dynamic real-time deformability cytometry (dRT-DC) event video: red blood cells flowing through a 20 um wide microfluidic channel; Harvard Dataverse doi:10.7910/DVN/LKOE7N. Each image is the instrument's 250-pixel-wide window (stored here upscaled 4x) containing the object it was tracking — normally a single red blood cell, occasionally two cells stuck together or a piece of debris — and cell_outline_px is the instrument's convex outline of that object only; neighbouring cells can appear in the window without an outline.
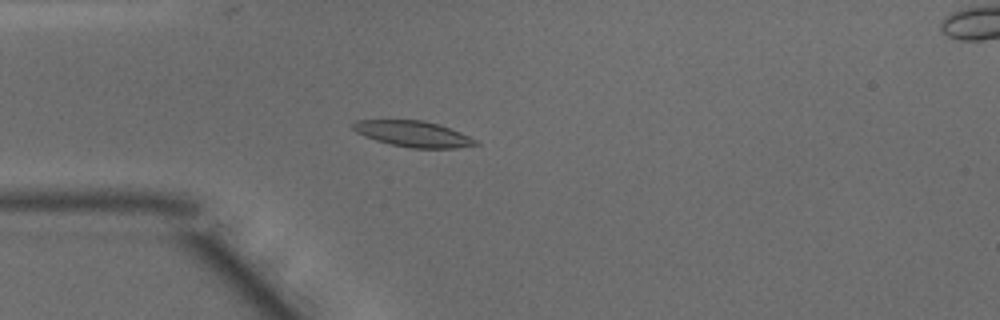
{"species": "common noctule bat (a hibernating species)", "species_latin": "Nyctalus noctula", "temperature_condition": "warm", "stored_images_in_passage": 46, "camera_frame_rate_fps": 3000, "um_per_image_px": 0.085, "animal": {"sex": "male", "body_mass_g": 15.6}, "frame": {"image": 1, "passage_image": 11, "time_ms": 3.333, "image_size_px": [1000, 320], "cell_outline_px": [[480, 144], [456, 148], [412, 148], [392, 144], [376, 140], [364, 136], [356, 132], [352, 128], [352, 124], [356, 120], [424, 120], [440, 124], [460, 132], [476, 140]], "centroid_in_image_um": [35.12, 11.37], "position_along_channel_um": 49.9, "area_um2": 18.44}}
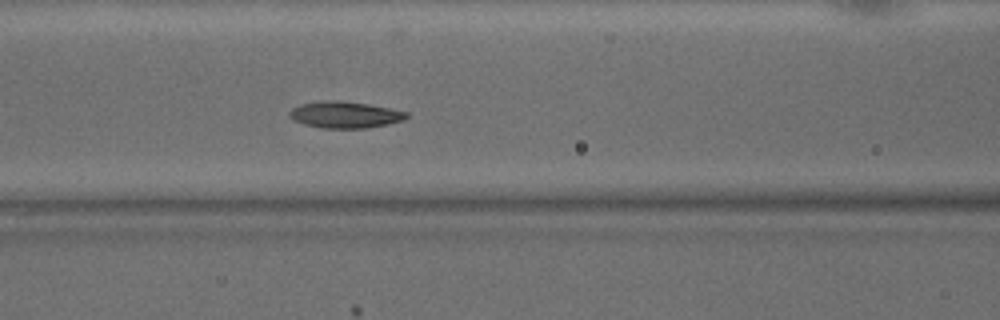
{"frame": {"image": 2, "passage_image": 18, "time_ms": 5.667, "image_size_px": [1000, 320], "cell_outline_px": [[408, 116], [404, 120], [388, 124], [368, 128], [320, 128], [304, 124], [292, 120], [288, 116], [288, 112], [292, 108], [300, 104], [320, 100], [340, 100], [368, 104], [408, 112]], "centroid_in_image_um": [29.27, 9.75], "position_along_channel_um": 137.3, "area_um2": 18.32}}
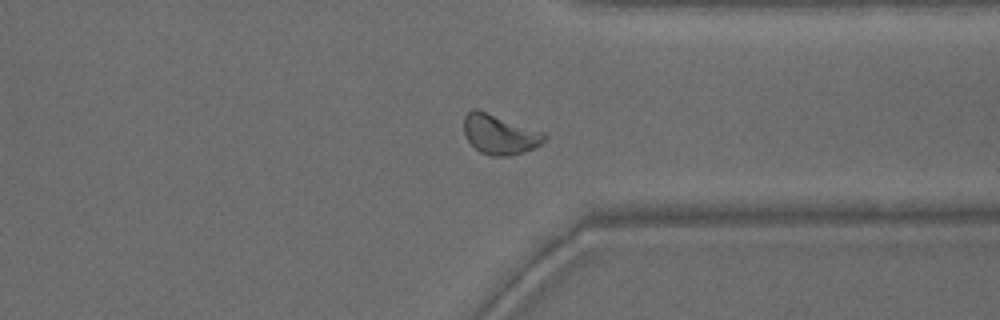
{"frame": {"image": 3, "passage_image": 35, "time_ms": 11.333, "image_size_px": [1000, 320], "cell_outline_px": [[548, 136], [540, 144], [532, 148], [512, 156], [492, 156], [480, 152], [468, 140], [464, 132], [464, 116], [472, 108], [476, 108], [544, 132]], "centroid_in_image_um": [42.46, 11.41], "position_along_channel_um": 368.9, "area_um2": 18.55}, "authors_computed_cell_mechanics": {"area_um2": 18.1492, "velocity_mm_per_s": 4.1231, "shape_relaxation_time_tau1_ms": 3.2077, "shape_relaxation_time_tau2_ms": null, "deformation_change_tau1": 0.1166, "deformation_change_tau2": null}}